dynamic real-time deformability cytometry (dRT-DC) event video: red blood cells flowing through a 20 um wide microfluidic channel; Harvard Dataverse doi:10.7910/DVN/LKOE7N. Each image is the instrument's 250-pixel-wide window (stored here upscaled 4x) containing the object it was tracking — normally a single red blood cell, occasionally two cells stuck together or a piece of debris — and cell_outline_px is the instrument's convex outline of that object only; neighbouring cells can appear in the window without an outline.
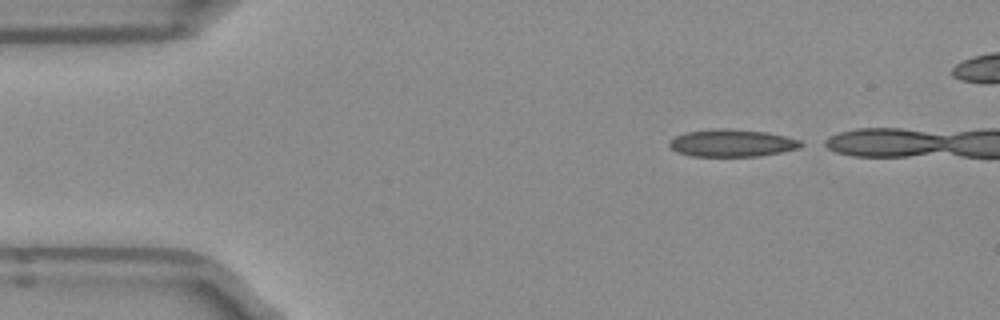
{"species": "Egyptian fruit bat (a non-hibernating species)", "species_latin": "Rousettus aegyptiacus", "temperature_condition": "room temperature", "stored_images_in_passage": 6, "camera_frame_rate_fps": 3000, "um_per_image_px": 0.085, "frame": {"image": 1, "passage_image": 1, "time_ms": 0.0, "image_size_px": [1000, 320], "cell_outline_px": [[808, 144], [800, 148], [760, 156], [692, 156], [676, 152], [668, 144], [676, 136], [684, 132], [712, 128], [732, 128], [768, 132], [800, 140]], "centroid_in_image_um": [62.25, 12.14], "position_along_channel_um": 22.7, "area_um2": 21.27}}